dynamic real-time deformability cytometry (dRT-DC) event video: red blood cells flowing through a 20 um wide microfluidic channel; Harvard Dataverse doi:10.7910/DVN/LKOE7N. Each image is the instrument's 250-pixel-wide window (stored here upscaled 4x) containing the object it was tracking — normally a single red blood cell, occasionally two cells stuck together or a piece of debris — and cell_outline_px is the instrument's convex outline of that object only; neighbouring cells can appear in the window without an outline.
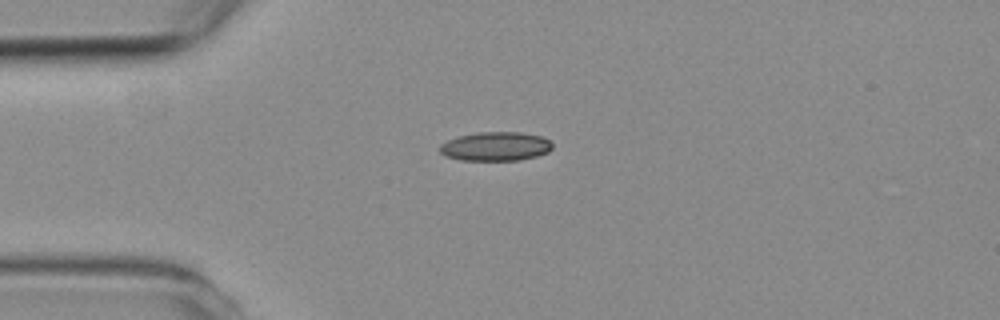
{"species": "common noctule bat (a hibernating species)", "species_latin": "Nyctalus noctula", "temperature_condition": "room temperature", "stored_images_in_passage": 4, "camera_frame_rate_fps": 3000, "um_per_image_px": 0.085, "animal": {"sex": "female", "body_mass_g": 19.3, "forearm_length_mm": 54.1}, "frame": {"image": 1, "passage_image": 4, "time_ms": 5.0, "image_size_px": [1000, 320], "cell_outline_px": [[552, 148], [548, 152], [536, 156], [520, 160], [460, 160], [444, 156], [440, 152], [440, 144], [448, 140], [460, 136], [476, 132], [520, 132], [540, 136], [548, 140], [552, 144]], "centroid_in_image_um": [42.11, 12.44], "position_along_channel_um": 42.9, "area_um2": 18.96}}